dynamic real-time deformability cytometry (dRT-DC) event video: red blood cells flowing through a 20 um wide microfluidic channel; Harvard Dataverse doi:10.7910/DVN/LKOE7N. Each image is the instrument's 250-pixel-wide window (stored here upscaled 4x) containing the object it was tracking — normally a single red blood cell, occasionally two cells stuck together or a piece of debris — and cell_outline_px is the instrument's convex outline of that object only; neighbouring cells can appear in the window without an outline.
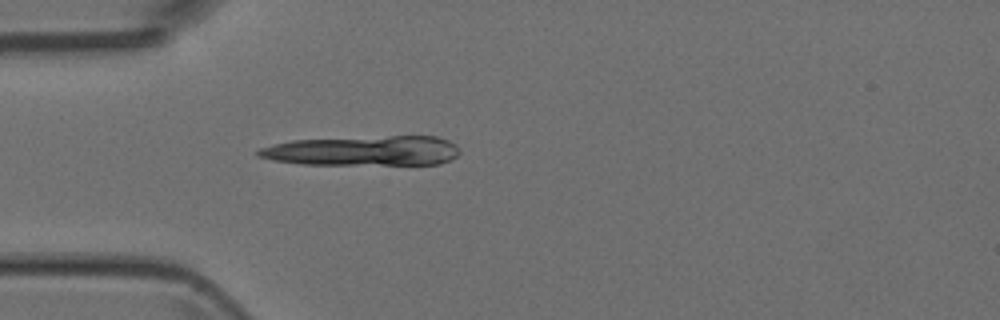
{"species": "Egyptian fruit bat (a non-hibernating species)", "species_latin": "Rousettus aegyptiacus", "temperature_condition": "room temperature", "stored_images_in_passage": 4, "camera_frame_rate_fps": 3000, "um_per_image_px": 0.085, "animal": {"sex": "female"}, "frame": {"image": 1, "passage_image": 4, "time_ms": 3.333, "image_size_px": [1000, 320], "cell_outline_px": [[460, 152], [456, 156], [440, 164], [304, 164], [272, 160], [256, 156], [256, 152], [260, 148], [292, 140], [388, 136], [436, 136], [448, 140], [456, 144], [460, 148]], "centroid_in_image_um": [30.91, 12.81], "position_along_channel_um": 54.1, "area_um2": 34.91}}